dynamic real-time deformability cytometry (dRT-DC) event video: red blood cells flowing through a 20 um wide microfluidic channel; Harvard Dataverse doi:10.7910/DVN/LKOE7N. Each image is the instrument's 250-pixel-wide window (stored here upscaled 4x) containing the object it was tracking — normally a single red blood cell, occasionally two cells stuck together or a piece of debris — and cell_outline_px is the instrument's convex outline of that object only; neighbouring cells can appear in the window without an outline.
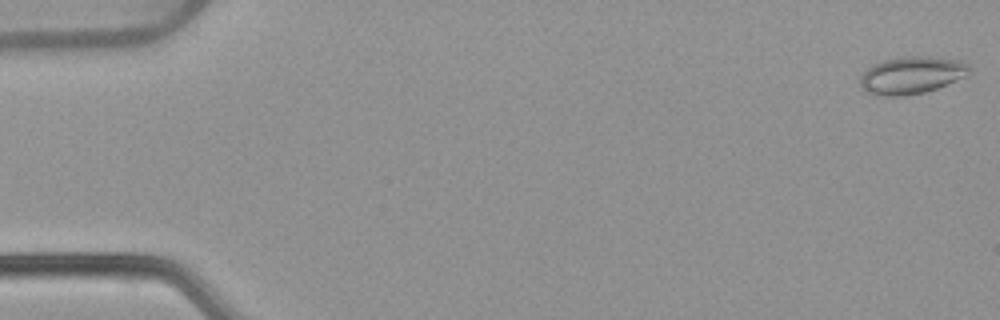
{"species": "common noctule bat (a hibernating species)", "species_latin": "Nyctalus noctula", "temperature_condition": "warm", "stored_images_in_passage": 53, "camera_frame_rate_fps": 3000, "um_per_image_px": 0.085, "animal": {"sex": "female", "body_mass_g": 22.7, "forearm_length_mm": 54.2}, "frame": {"image": 1, "passage_image": 1, "time_ms": 0.0, "image_size_px": [1000, 320], "cell_outline_px": [[972, 72], [968, 76], [936, 88], [924, 92], [904, 96], [872, 96], [864, 92], [860, 88], [860, 76], [868, 68], [884, 60], [908, 56], [928, 56], [960, 60], [968, 64], [972, 68]], "centroid_in_image_um": [77.49, 6.41], "position_along_channel_um": 7.5, "area_um2": 24.1}}
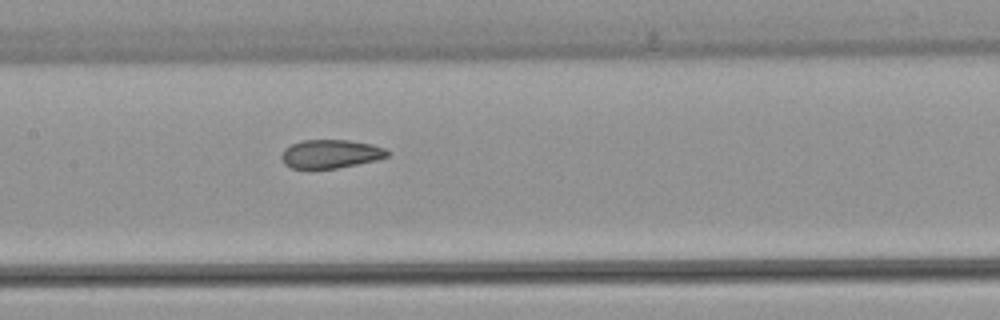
{"frame": {"image": 2, "passage_image": 26, "time_ms": 8.333, "image_size_px": [1000, 320], "cell_outline_px": [[392, 152], [388, 156], [376, 160], [336, 168], [292, 168], [284, 164], [280, 156], [284, 148], [300, 140], [348, 140], [372, 144], [384, 148]], "centroid_in_image_um": [28.1, 13.07], "position_along_channel_um": 179.3, "area_um2": 17.63}}
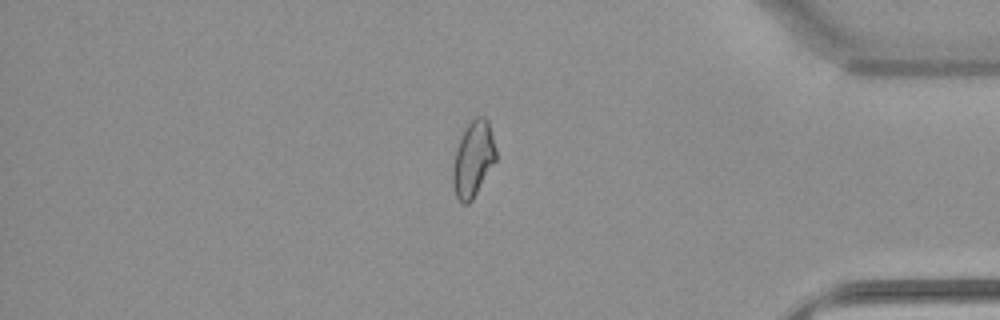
{"frame": {"image": 3, "passage_image": 45, "time_ms": 14.667, "image_size_px": [1000, 320], "cell_outline_px": [[496, 160], [472, 200], [468, 204], [464, 204], [456, 196], [452, 184], [452, 168], [456, 148], [460, 136], [468, 124], [476, 116], [484, 116], [488, 120], [496, 148]], "centroid_in_image_um": [40.21, 13.5], "position_along_channel_um": 395.0, "area_um2": 19.02}, "authors_computed_cell_mechanics": {"area_um2": 19.363, "velocity_mm_per_s": 3.8716, "shape_relaxation_time_tau1_ms": null, "shape_relaxation_time_tau2_ms": 1.9851, "deformation_change_tau1": null, "deformation_change_tau2": 0.065}}